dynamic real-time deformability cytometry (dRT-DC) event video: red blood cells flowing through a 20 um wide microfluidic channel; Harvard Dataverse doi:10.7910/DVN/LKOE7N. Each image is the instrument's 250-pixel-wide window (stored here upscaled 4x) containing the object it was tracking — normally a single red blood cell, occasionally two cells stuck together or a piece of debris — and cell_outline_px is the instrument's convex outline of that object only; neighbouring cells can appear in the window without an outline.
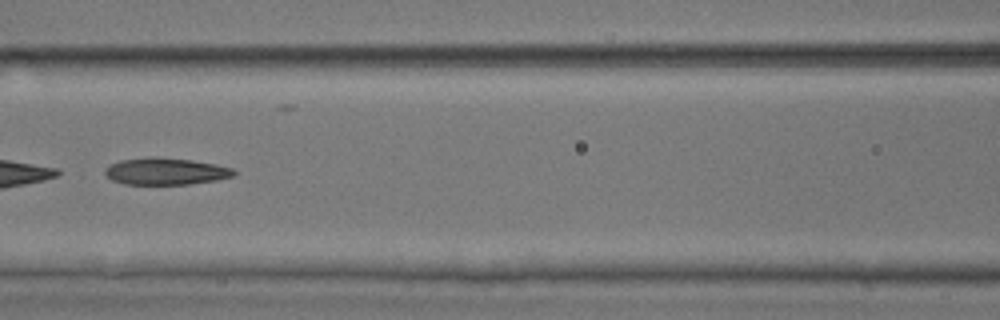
{"species": "common noctule bat (a hibernating species)", "species_latin": "Nyctalus noctula", "temperature_condition": "room temperature", "stored_images_in_passage": 9, "camera_frame_rate_fps": 3000, "um_per_image_px": 0.085, "animal": {"sex": "male", "body_mass_g": 17.9, "forearm_length_mm": 54.2}, "frame": {"image": 1, "passage_image": 8, "time_ms": 9.0, "image_size_px": [1000, 320], "cell_outline_px": [[236, 176], [216, 180], [188, 184], [124, 184], [112, 180], [104, 176], [104, 168], [120, 160], [156, 156], [192, 160], [216, 164], [232, 168], [236, 172]], "centroid_in_image_um": [14.08, 14.56], "position_along_channel_um": 152.5, "area_um2": 20.35}}
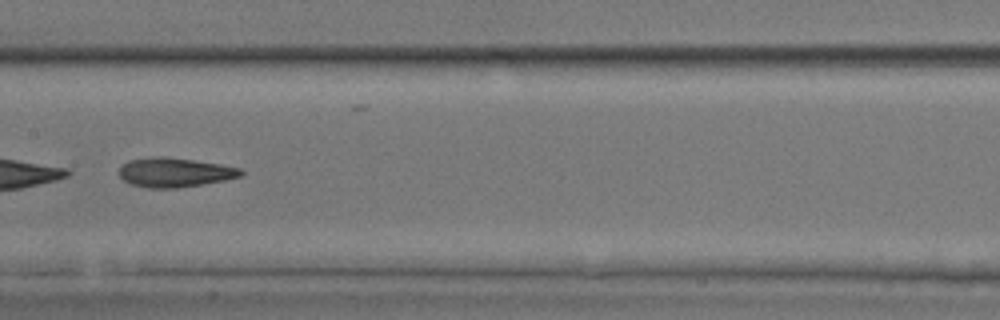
{"frame": {"image": 2, "passage_image": 9, "time_ms": 10.0, "image_size_px": [1000, 320], "cell_outline_px": [[244, 172], [240, 176], [224, 180], [176, 188], [148, 188], [128, 184], [116, 172], [120, 164], [128, 160], [152, 156], [164, 156], [220, 164], [240, 168]], "centroid_in_image_um": [14.75, 14.64], "position_along_channel_um": 192.7, "area_um2": 20.98}}